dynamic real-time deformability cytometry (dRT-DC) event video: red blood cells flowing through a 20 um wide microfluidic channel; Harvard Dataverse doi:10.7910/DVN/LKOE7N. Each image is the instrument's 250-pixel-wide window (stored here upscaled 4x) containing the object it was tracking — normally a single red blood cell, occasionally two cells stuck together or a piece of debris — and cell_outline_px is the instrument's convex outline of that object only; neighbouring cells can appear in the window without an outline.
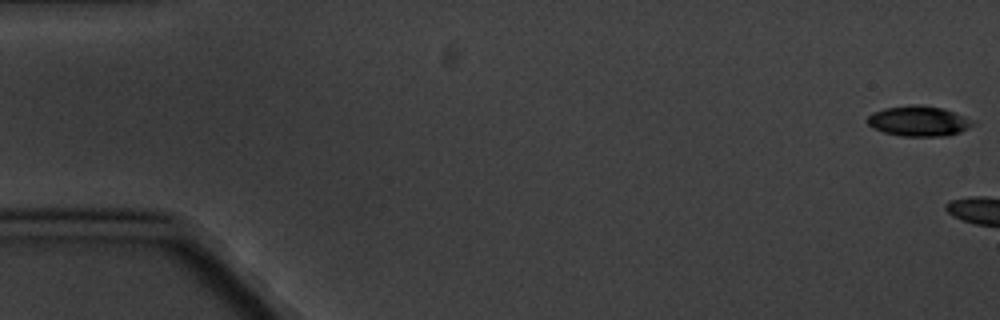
{"species": "common noctule bat (a hibernating species)", "species_latin": "Nyctalus noctula", "temperature_condition": "cold", "stored_images_in_passage": 3, "camera_frame_rate_fps": 3000, "um_per_image_px": 0.085, "animal": {"sex": "male", "body_mass_g": 20.1, "forearm_length_mm": 53.5}, "frame": {"image": 1, "passage_image": 1, "time_ms": 0.0, "image_size_px": [1000, 320], "cell_outline_px": [[976, 124], [960, 132], [948, 136], [900, 136], [884, 132], [872, 128], [868, 124], [868, 116], [872, 112], [884, 108], [912, 104], [920, 104], [944, 108], [964, 116]], "centroid_in_image_um": [78.08, 10.28], "position_along_channel_um": 6.9, "area_um2": 18.73}}